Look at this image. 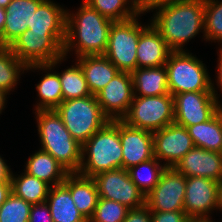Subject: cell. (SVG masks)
<instances>
[{"instance_id":"cell-1","label":"cell","mask_w":222,"mask_h":222,"mask_svg":"<svg viewBox=\"0 0 222 222\" xmlns=\"http://www.w3.org/2000/svg\"><path fill=\"white\" fill-rule=\"evenodd\" d=\"M113 22L85 2L77 13L67 12L64 56L66 57L68 51L74 47L77 58L103 55L107 49Z\"/></svg>"},{"instance_id":"cell-2","label":"cell","mask_w":222,"mask_h":222,"mask_svg":"<svg viewBox=\"0 0 222 222\" xmlns=\"http://www.w3.org/2000/svg\"><path fill=\"white\" fill-rule=\"evenodd\" d=\"M157 10L151 24L172 51H183V44L204 29V0H185Z\"/></svg>"},{"instance_id":"cell-3","label":"cell","mask_w":222,"mask_h":222,"mask_svg":"<svg viewBox=\"0 0 222 222\" xmlns=\"http://www.w3.org/2000/svg\"><path fill=\"white\" fill-rule=\"evenodd\" d=\"M42 150L53 156L69 173L81 167V148L66 129L56 110L35 111Z\"/></svg>"},{"instance_id":"cell-4","label":"cell","mask_w":222,"mask_h":222,"mask_svg":"<svg viewBox=\"0 0 222 222\" xmlns=\"http://www.w3.org/2000/svg\"><path fill=\"white\" fill-rule=\"evenodd\" d=\"M81 154L82 162L78 173L83 176L93 178L99 173L122 168L120 120H110L94 133L82 145ZM86 154L87 161L84 156Z\"/></svg>"},{"instance_id":"cell-5","label":"cell","mask_w":222,"mask_h":222,"mask_svg":"<svg viewBox=\"0 0 222 222\" xmlns=\"http://www.w3.org/2000/svg\"><path fill=\"white\" fill-rule=\"evenodd\" d=\"M66 32H32L25 30L9 48L30 69H53L64 56Z\"/></svg>"},{"instance_id":"cell-6","label":"cell","mask_w":222,"mask_h":222,"mask_svg":"<svg viewBox=\"0 0 222 222\" xmlns=\"http://www.w3.org/2000/svg\"><path fill=\"white\" fill-rule=\"evenodd\" d=\"M55 110L71 136L81 145L110 121L95 95L62 101Z\"/></svg>"},{"instance_id":"cell-7","label":"cell","mask_w":222,"mask_h":222,"mask_svg":"<svg viewBox=\"0 0 222 222\" xmlns=\"http://www.w3.org/2000/svg\"><path fill=\"white\" fill-rule=\"evenodd\" d=\"M165 67L172 96L183 92L216 91L202 61L185 50L172 51Z\"/></svg>"},{"instance_id":"cell-8","label":"cell","mask_w":222,"mask_h":222,"mask_svg":"<svg viewBox=\"0 0 222 222\" xmlns=\"http://www.w3.org/2000/svg\"><path fill=\"white\" fill-rule=\"evenodd\" d=\"M121 121L125 124L154 132L174 123V97L168 93L159 96H134Z\"/></svg>"},{"instance_id":"cell-9","label":"cell","mask_w":222,"mask_h":222,"mask_svg":"<svg viewBox=\"0 0 222 222\" xmlns=\"http://www.w3.org/2000/svg\"><path fill=\"white\" fill-rule=\"evenodd\" d=\"M112 23L108 45L104 55L121 72L132 73L137 68L136 49L138 39L142 30L145 28L137 21V17Z\"/></svg>"},{"instance_id":"cell-10","label":"cell","mask_w":222,"mask_h":222,"mask_svg":"<svg viewBox=\"0 0 222 222\" xmlns=\"http://www.w3.org/2000/svg\"><path fill=\"white\" fill-rule=\"evenodd\" d=\"M99 198L113 200L135 209L146 205L145 194L132 182L128 170L112 169L93 177Z\"/></svg>"},{"instance_id":"cell-11","label":"cell","mask_w":222,"mask_h":222,"mask_svg":"<svg viewBox=\"0 0 222 222\" xmlns=\"http://www.w3.org/2000/svg\"><path fill=\"white\" fill-rule=\"evenodd\" d=\"M174 97V123L188 127L206 122L221 108L213 91L183 92Z\"/></svg>"},{"instance_id":"cell-12","label":"cell","mask_w":222,"mask_h":222,"mask_svg":"<svg viewBox=\"0 0 222 222\" xmlns=\"http://www.w3.org/2000/svg\"><path fill=\"white\" fill-rule=\"evenodd\" d=\"M186 177L173 167L166 168L158 184L146 195L150 211H184Z\"/></svg>"},{"instance_id":"cell-13","label":"cell","mask_w":222,"mask_h":222,"mask_svg":"<svg viewBox=\"0 0 222 222\" xmlns=\"http://www.w3.org/2000/svg\"><path fill=\"white\" fill-rule=\"evenodd\" d=\"M154 157L165 160L166 168L174 167L193 147V141L185 127L172 123L152 132Z\"/></svg>"},{"instance_id":"cell-14","label":"cell","mask_w":222,"mask_h":222,"mask_svg":"<svg viewBox=\"0 0 222 222\" xmlns=\"http://www.w3.org/2000/svg\"><path fill=\"white\" fill-rule=\"evenodd\" d=\"M95 96L110 120H121L134 97L131 73L119 71Z\"/></svg>"},{"instance_id":"cell-15","label":"cell","mask_w":222,"mask_h":222,"mask_svg":"<svg viewBox=\"0 0 222 222\" xmlns=\"http://www.w3.org/2000/svg\"><path fill=\"white\" fill-rule=\"evenodd\" d=\"M218 183L210 178H186L184 212L190 219L209 218V212L217 209Z\"/></svg>"},{"instance_id":"cell-16","label":"cell","mask_w":222,"mask_h":222,"mask_svg":"<svg viewBox=\"0 0 222 222\" xmlns=\"http://www.w3.org/2000/svg\"><path fill=\"white\" fill-rule=\"evenodd\" d=\"M120 142L125 170L154 158L153 134L148 130L131 127L120 120Z\"/></svg>"},{"instance_id":"cell-17","label":"cell","mask_w":222,"mask_h":222,"mask_svg":"<svg viewBox=\"0 0 222 222\" xmlns=\"http://www.w3.org/2000/svg\"><path fill=\"white\" fill-rule=\"evenodd\" d=\"M173 168L186 178L203 177L220 182L222 154L194 146Z\"/></svg>"},{"instance_id":"cell-18","label":"cell","mask_w":222,"mask_h":222,"mask_svg":"<svg viewBox=\"0 0 222 222\" xmlns=\"http://www.w3.org/2000/svg\"><path fill=\"white\" fill-rule=\"evenodd\" d=\"M172 50L159 31L150 23L142 30L136 49L137 68L165 65Z\"/></svg>"},{"instance_id":"cell-19","label":"cell","mask_w":222,"mask_h":222,"mask_svg":"<svg viewBox=\"0 0 222 222\" xmlns=\"http://www.w3.org/2000/svg\"><path fill=\"white\" fill-rule=\"evenodd\" d=\"M44 0H12L6 7L1 46L9 47L31 25L33 13Z\"/></svg>"},{"instance_id":"cell-20","label":"cell","mask_w":222,"mask_h":222,"mask_svg":"<svg viewBox=\"0 0 222 222\" xmlns=\"http://www.w3.org/2000/svg\"><path fill=\"white\" fill-rule=\"evenodd\" d=\"M63 184L69 189L76 208L89 220L99 200L94 179L79 173H69Z\"/></svg>"},{"instance_id":"cell-21","label":"cell","mask_w":222,"mask_h":222,"mask_svg":"<svg viewBox=\"0 0 222 222\" xmlns=\"http://www.w3.org/2000/svg\"><path fill=\"white\" fill-rule=\"evenodd\" d=\"M88 88L92 95H96L119 72L118 68L103 55H88L77 59Z\"/></svg>"},{"instance_id":"cell-22","label":"cell","mask_w":222,"mask_h":222,"mask_svg":"<svg viewBox=\"0 0 222 222\" xmlns=\"http://www.w3.org/2000/svg\"><path fill=\"white\" fill-rule=\"evenodd\" d=\"M131 75L133 91H135L134 96H159L170 93L165 65L151 68H136Z\"/></svg>"},{"instance_id":"cell-23","label":"cell","mask_w":222,"mask_h":222,"mask_svg":"<svg viewBox=\"0 0 222 222\" xmlns=\"http://www.w3.org/2000/svg\"><path fill=\"white\" fill-rule=\"evenodd\" d=\"M46 203L53 222H88L76 208L69 189L63 183L50 187Z\"/></svg>"},{"instance_id":"cell-24","label":"cell","mask_w":222,"mask_h":222,"mask_svg":"<svg viewBox=\"0 0 222 222\" xmlns=\"http://www.w3.org/2000/svg\"><path fill=\"white\" fill-rule=\"evenodd\" d=\"M24 172L39 180L52 184H62L69 172L50 154L40 149L28 158Z\"/></svg>"},{"instance_id":"cell-25","label":"cell","mask_w":222,"mask_h":222,"mask_svg":"<svg viewBox=\"0 0 222 222\" xmlns=\"http://www.w3.org/2000/svg\"><path fill=\"white\" fill-rule=\"evenodd\" d=\"M195 147L222 150V108L209 120L186 127Z\"/></svg>"},{"instance_id":"cell-26","label":"cell","mask_w":222,"mask_h":222,"mask_svg":"<svg viewBox=\"0 0 222 222\" xmlns=\"http://www.w3.org/2000/svg\"><path fill=\"white\" fill-rule=\"evenodd\" d=\"M67 11L51 0H44L33 13L32 32H66Z\"/></svg>"},{"instance_id":"cell-27","label":"cell","mask_w":222,"mask_h":222,"mask_svg":"<svg viewBox=\"0 0 222 222\" xmlns=\"http://www.w3.org/2000/svg\"><path fill=\"white\" fill-rule=\"evenodd\" d=\"M50 187L51 185L26 172L18 177L12 172V193L31 204L46 202Z\"/></svg>"},{"instance_id":"cell-28","label":"cell","mask_w":222,"mask_h":222,"mask_svg":"<svg viewBox=\"0 0 222 222\" xmlns=\"http://www.w3.org/2000/svg\"><path fill=\"white\" fill-rule=\"evenodd\" d=\"M27 67L9 47L0 46V91L9 94L16 86L20 72Z\"/></svg>"},{"instance_id":"cell-29","label":"cell","mask_w":222,"mask_h":222,"mask_svg":"<svg viewBox=\"0 0 222 222\" xmlns=\"http://www.w3.org/2000/svg\"><path fill=\"white\" fill-rule=\"evenodd\" d=\"M144 170V174L142 173ZM166 166L161 165L154 157L128 169L132 182L146 195L158 184L159 178ZM146 172V173H145Z\"/></svg>"},{"instance_id":"cell-30","label":"cell","mask_w":222,"mask_h":222,"mask_svg":"<svg viewBox=\"0 0 222 222\" xmlns=\"http://www.w3.org/2000/svg\"><path fill=\"white\" fill-rule=\"evenodd\" d=\"M40 102L36 111L55 110L63 101L59 73L48 72L36 86Z\"/></svg>"},{"instance_id":"cell-31","label":"cell","mask_w":222,"mask_h":222,"mask_svg":"<svg viewBox=\"0 0 222 222\" xmlns=\"http://www.w3.org/2000/svg\"><path fill=\"white\" fill-rule=\"evenodd\" d=\"M59 78L61 81L63 101L92 95L78 62H76L75 66L72 65L63 73H59Z\"/></svg>"},{"instance_id":"cell-32","label":"cell","mask_w":222,"mask_h":222,"mask_svg":"<svg viewBox=\"0 0 222 222\" xmlns=\"http://www.w3.org/2000/svg\"><path fill=\"white\" fill-rule=\"evenodd\" d=\"M101 15L112 21H125L138 15L126 0H84Z\"/></svg>"},{"instance_id":"cell-33","label":"cell","mask_w":222,"mask_h":222,"mask_svg":"<svg viewBox=\"0 0 222 222\" xmlns=\"http://www.w3.org/2000/svg\"><path fill=\"white\" fill-rule=\"evenodd\" d=\"M204 37L222 43V1L204 0Z\"/></svg>"},{"instance_id":"cell-34","label":"cell","mask_w":222,"mask_h":222,"mask_svg":"<svg viewBox=\"0 0 222 222\" xmlns=\"http://www.w3.org/2000/svg\"><path fill=\"white\" fill-rule=\"evenodd\" d=\"M32 204L11 193L0 206V222H29Z\"/></svg>"},{"instance_id":"cell-35","label":"cell","mask_w":222,"mask_h":222,"mask_svg":"<svg viewBox=\"0 0 222 222\" xmlns=\"http://www.w3.org/2000/svg\"><path fill=\"white\" fill-rule=\"evenodd\" d=\"M129 208L125 205L105 198H99L93 216L88 222H123Z\"/></svg>"},{"instance_id":"cell-36","label":"cell","mask_w":222,"mask_h":222,"mask_svg":"<svg viewBox=\"0 0 222 222\" xmlns=\"http://www.w3.org/2000/svg\"><path fill=\"white\" fill-rule=\"evenodd\" d=\"M152 222H188L190 218L184 211H151Z\"/></svg>"},{"instance_id":"cell-37","label":"cell","mask_w":222,"mask_h":222,"mask_svg":"<svg viewBox=\"0 0 222 222\" xmlns=\"http://www.w3.org/2000/svg\"><path fill=\"white\" fill-rule=\"evenodd\" d=\"M29 222H53L49 206L46 202L32 204Z\"/></svg>"},{"instance_id":"cell-38","label":"cell","mask_w":222,"mask_h":222,"mask_svg":"<svg viewBox=\"0 0 222 222\" xmlns=\"http://www.w3.org/2000/svg\"><path fill=\"white\" fill-rule=\"evenodd\" d=\"M123 222H152L150 208L145 205L135 209H129Z\"/></svg>"},{"instance_id":"cell-39","label":"cell","mask_w":222,"mask_h":222,"mask_svg":"<svg viewBox=\"0 0 222 222\" xmlns=\"http://www.w3.org/2000/svg\"><path fill=\"white\" fill-rule=\"evenodd\" d=\"M129 3H131L132 8L138 13L143 14L144 12L149 11V0H126Z\"/></svg>"},{"instance_id":"cell-40","label":"cell","mask_w":222,"mask_h":222,"mask_svg":"<svg viewBox=\"0 0 222 222\" xmlns=\"http://www.w3.org/2000/svg\"><path fill=\"white\" fill-rule=\"evenodd\" d=\"M11 193V181H0V206Z\"/></svg>"},{"instance_id":"cell-41","label":"cell","mask_w":222,"mask_h":222,"mask_svg":"<svg viewBox=\"0 0 222 222\" xmlns=\"http://www.w3.org/2000/svg\"><path fill=\"white\" fill-rule=\"evenodd\" d=\"M12 171L0 156V181H11Z\"/></svg>"},{"instance_id":"cell-42","label":"cell","mask_w":222,"mask_h":222,"mask_svg":"<svg viewBox=\"0 0 222 222\" xmlns=\"http://www.w3.org/2000/svg\"><path fill=\"white\" fill-rule=\"evenodd\" d=\"M185 0H149V11Z\"/></svg>"},{"instance_id":"cell-43","label":"cell","mask_w":222,"mask_h":222,"mask_svg":"<svg viewBox=\"0 0 222 222\" xmlns=\"http://www.w3.org/2000/svg\"><path fill=\"white\" fill-rule=\"evenodd\" d=\"M220 54H219V63H218V67H217V83L219 85V87L221 88L222 91V48L219 49Z\"/></svg>"},{"instance_id":"cell-44","label":"cell","mask_w":222,"mask_h":222,"mask_svg":"<svg viewBox=\"0 0 222 222\" xmlns=\"http://www.w3.org/2000/svg\"><path fill=\"white\" fill-rule=\"evenodd\" d=\"M6 9L0 7V46H1V35L3 34V29L6 22Z\"/></svg>"},{"instance_id":"cell-45","label":"cell","mask_w":222,"mask_h":222,"mask_svg":"<svg viewBox=\"0 0 222 222\" xmlns=\"http://www.w3.org/2000/svg\"><path fill=\"white\" fill-rule=\"evenodd\" d=\"M217 209L222 210V180L218 183Z\"/></svg>"},{"instance_id":"cell-46","label":"cell","mask_w":222,"mask_h":222,"mask_svg":"<svg viewBox=\"0 0 222 222\" xmlns=\"http://www.w3.org/2000/svg\"><path fill=\"white\" fill-rule=\"evenodd\" d=\"M6 96H7V94L0 91V114L2 112V109L4 110Z\"/></svg>"},{"instance_id":"cell-47","label":"cell","mask_w":222,"mask_h":222,"mask_svg":"<svg viewBox=\"0 0 222 222\" xmlns=\"http://www.w3.org/2000/svg\"><path fill=\"white\" fill-rule=\"evenodd\" d=\"M188 222H212L209 218L190 219Z\"/></svg>"},{"instance_id":"cell-48","label":"cell","mask_w":222,"mask_h":222,"mask_svg":"<svg viewBox=\"0 0 222 222\" xmlns=\"http://www.w3.org/2000/svg\"><path fill=\"white\" fill-rule=\"evenodd\" d=\"M12 0H0V7L5 8L10 4Z\"/></svg>"}]
</instances>
